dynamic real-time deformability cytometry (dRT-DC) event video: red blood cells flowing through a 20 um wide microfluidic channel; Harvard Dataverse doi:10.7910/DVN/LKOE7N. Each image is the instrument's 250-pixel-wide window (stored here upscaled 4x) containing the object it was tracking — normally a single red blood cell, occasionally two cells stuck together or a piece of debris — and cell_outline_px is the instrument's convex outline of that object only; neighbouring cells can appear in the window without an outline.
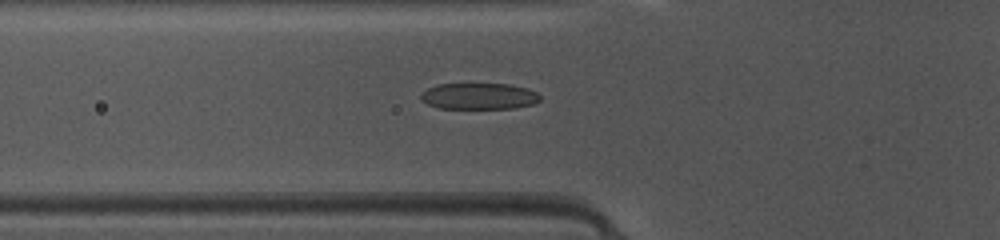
{"species": "common noctule bat (a hibernating species)", "species_latin": "Nyctalus noctula", "temperature_condition": "warm", "stored_images_in_passage": 47, "camera_frame_rate_fps": 3000, "um_per_image_px": 0.085, "animal": {"sex": "female", "body_mass_g": 10.0, "forearm_length_mm": 53.1}, "frame": {"image": 1, "passage_image": 16, "time_ms": 5.0, "image_size_px": [1000, 240], "cell_outline_px": [[540, 100], [532, 104], [516, 108], [440, 108], [428, 104], [420, 96], [428, 88], [436, 84], [512, 84], [528, 88], [536, 92], [540, 96]], "centroid_in_image_um": [40.76, 8.17], "position_along_channel_um": 85.0, "area_um2": 18.15}}
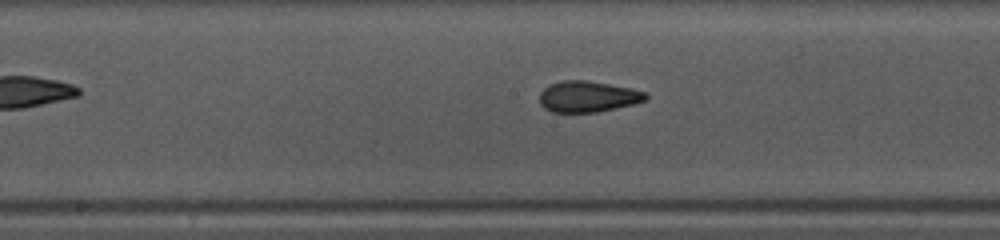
{"frame": {"image": 2, "passage_image": 24, "time_ms": 7.667, "image_size_px": [1000, 240], "cell_outline_px": [[648, 96], [644, 100], [632, 104], [596, 112], [552, 112], [544, 108], [540, 104], [540, 92], [544, 88], [560, 80], [588, 80], [632, 88], [644, 92]], "centroid_in_image_um": [49.93, 8.2], "position_along_channel_um": 198.3, "area_um2": 19.07}}
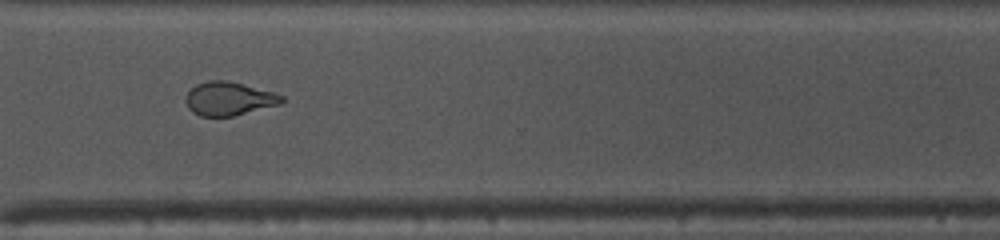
{"frame": {"image": 3, "passage_image": 35, "time_ms": 11.333, "image_size_px": [1000, 240], "cell_outline_px": [[284, 100], [280, 104], [232, 116], [200, 116], [192, 112], [188, 108], [184, 100], [188, 92], [196, 84], [208, 80], [228, 80], [272, 92], [284, 96]], "centroid_in_image_um": [19.42, 8.38], "position_along_channel_um": 351.2, "area_um2": 18.67}, "authors_computed_cell_mechanics": {"area_um2": 19.363, "velocity_mm_per_s": 4.1901, "shape_relaxation_time_tau1_ms": 3.1067, "shape_relaxation_time_tau2_ms": 1.0194, "deformation_change_tau1": 0.148, "deformation_change_tau2": 0.0822}}